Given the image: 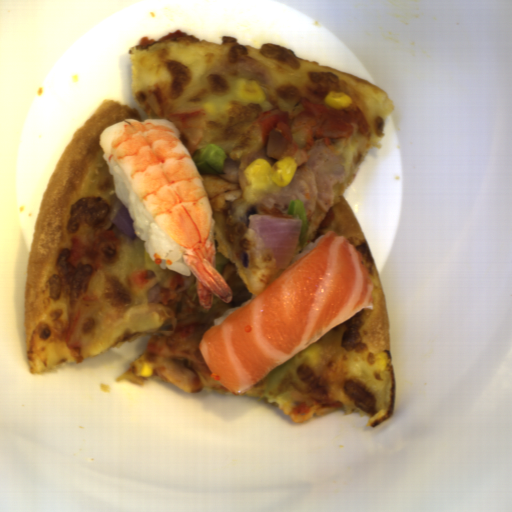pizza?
Masks as SVG:
<instances>
[{"instance_id": "a6f56289", "label": "pizza", "mask_w": 512, "mask_h": 512, "mask_svg": "<svg viewBox=\"0 0 512 512\" xmlns=\"http://www.w3.org/2000/svg\"><path fill=\"white\" fill-rule=\"evenodd\" d=\"M201 395H213V394H222V393H233L228 391L227 389H219L214 387H203L201 391H195Z\"/></svg>"}, {"instance_id": "a15fb73a", "label": "pizza", "mask_w": 512, "mask_h": 512, "mask_svg": "<svg viewBox=\"0 0 512 512\" xmlns=\"http://www.w3.org/2000/svg\"><path fill=\"white\" fill-rule=\"evenodd\" d=\"M269 374L265 378H263L262 380H260L259 382H257L253 386H251L246 393L241 394V395H245L248 397H257V398L263 399V397L266 393L267 380H268ZM263 400H265V399H263Z\"/></svg>"}, {"instance_id": "d2c48207", "label": "pizza", "mask_w": 512, "mask_h": 512, "mask_svg": "<svg viewBox=\"0 0 512 512\" xmlns=\"http://www.w3.org/2000/svg\"><path fill=\"white\" fill-rule=\"evenodd\" d=\"M142 361L152 362L154 365V362L151 357L149 349L147 351H145L141 356H139L127 371H125L122 375L117 377L116 383L118 384L119 382H128V383H137V384L142 385L147 381H153L157 384L172 386L167 382V380L157 370L155 365H154V372L151 377H138V365ZM173 387H175V386H173Z\"/></svg>"}, {"instance_id": "dd6c1bee", "label": "pizza", "mask_w": 512, "mask_h": 512, "mask_svg": "<svg viewBox=\"0 0 512 512\" xmlns=\"http://www.w3.org/2000/svg\"><path fill=\"white\" fill-rule=\"evenodd\" d=\"M128 57L138 107L111 98L103 101L76 132L46 183L26 269L23 319L28 372L48 374L140 337L152 339L167 324L162 298L173 270L151 260L145 241L137 235L129 239L113 225L124 204L116 196L114 176L99 142L106 127L127 119H161L146 100L154 89L164 90L175 112L204 110L205 128L188 151L194 160L200 148L215 143L226 155L224 173H200L214 221L215 253L230 263L252 260L261 281L257 297L281 273L272 253L258 248L247 230V209L255 205L257 214L285 217L277 207L261 203L264 194L283 187L253 188L243 174L248 159L265 146L260 116L274 109L295 116L303 112L304 98L325 103L329 92H337L351 99L350 106L361 109L369 128L330 144L346 156V176L333 189L335 217L330 228L321 227L327 210L317 207L306 217L304 245L297 242L294 257L327 231L347 237L371 274L372 304L312 343L323 347L319 363L310 362L301 351L286 361L307 386L306 392L287 391L267 402L294 423L337 411L357 414L372 428L391 420L396 383L380 274L344 197L397 110L388 92L296 57L292 49L240 45L231 35L215 43L180 29L159 40L144 37ZM240 78L258 83L265 94L261 104L236 99L235 82ZM102 227L115 231L120 239L117 258L101 268L86 294L76 298L79 273L66 261L71 239L77 235L91 245ZM383 352L389 357L386 371L379 370L375 361ZM302 402L309 403L310 414H292Z\"/></svg>"}]
</instances>
